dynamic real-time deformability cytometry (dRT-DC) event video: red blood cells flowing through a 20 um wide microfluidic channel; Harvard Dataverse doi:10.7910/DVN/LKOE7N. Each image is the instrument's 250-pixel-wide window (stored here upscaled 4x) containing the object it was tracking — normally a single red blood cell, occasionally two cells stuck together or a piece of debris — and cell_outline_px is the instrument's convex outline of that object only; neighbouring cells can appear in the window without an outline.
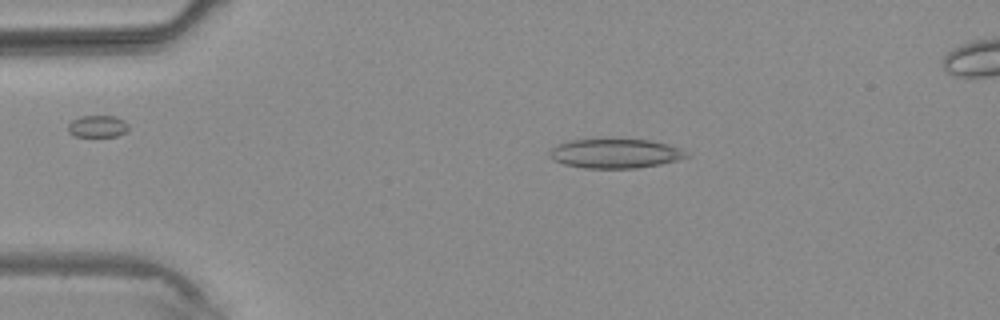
{"species": "common noctule bat (a hibernating species)", "species_latin": "Nyctalus noctula", "temperature_condition": "warm", "stored_images_in_passage": 4, "camera_frame_rate_fps": 3000, "um_per_image_px": 0.085, "animal": {"sex": "male", "body_mass_g": 20.4}, "frame": {"image": 1, "passage_image": 4, "time_ms": 4.667, "image_size_px": [1000, 320], "cell_outline_px": [[688, 156], [676, 160], [660, 164], [636, 168], [584, 168], [564, 164], [548, 156], [548, 152], [552, 148], [560, 144], [572, 140], [652, 140], [668, 144], [680, 148]], "centroid_in_image_um": [52.29, 13.05], "position_along_channel_um": 32.7, "area_um2": 22.95}}